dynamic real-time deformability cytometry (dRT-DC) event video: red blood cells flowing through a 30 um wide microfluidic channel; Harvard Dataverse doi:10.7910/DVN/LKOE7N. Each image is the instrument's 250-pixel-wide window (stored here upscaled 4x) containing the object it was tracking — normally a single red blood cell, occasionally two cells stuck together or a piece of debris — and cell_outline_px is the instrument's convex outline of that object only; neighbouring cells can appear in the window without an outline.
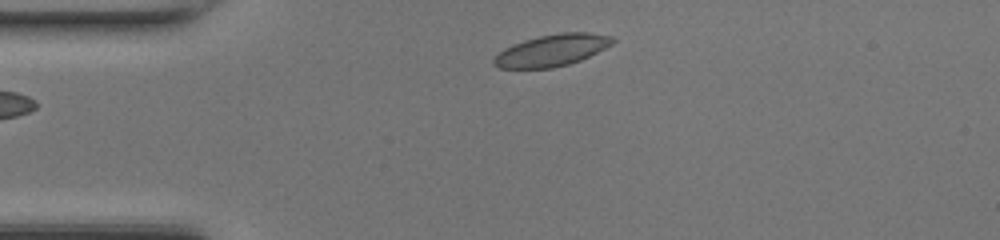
{"species": "common noctule bat (a hibernating species)", "species_latin": "Nyctalus noctula", "temperature_condition": "room temperature", "stored_images_in_passage": 38, "camera_frame_rate_fps": 3000, "um_per_image_px": 0.085, "animal": {"sex": "female", "body_mass_g": 17.0, "forearm_length_mm": 48.0}, "frame": {"image": 1, "passage_image": 1, "time_ms": 0.0, "image_size_px": [1000, 240], "cell_outline_px": [[616, 40], [612, 44], [580, 60], [568, 64], [552, 68], [500, 68], [492, 64], [492, 60], [504, 48], [512, 44], [524, 40], [540, 36], [560, 32], [588, 32], [612, 36]], "centroid_in_image_um": [46.9, 4.27], "position_along_channel_um": 38.1, "area_um2": 21.85}}
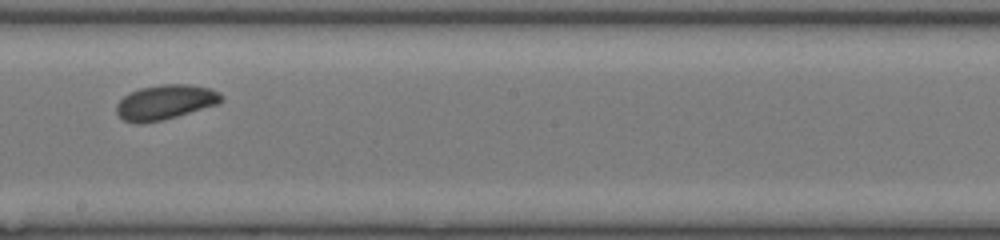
{"frame": {"image": 2, "passage_image": 17, "time_ms": 5.333, "image_size_px": [1000, 240], "cell_outline_px": [[224, 100], [220, 104], [164, 120], [140, 124], [136, 124], [124, 120], [116, 112], [116, 104], [128, 92], [140, 88], [160, 84], [188, 84], [212, 88], [220, 92], [224, 96]], "centroid_in_image_um": [14.09, 8.68], "position_along_channel_um": 234.1, "area_um2": 21.73}}
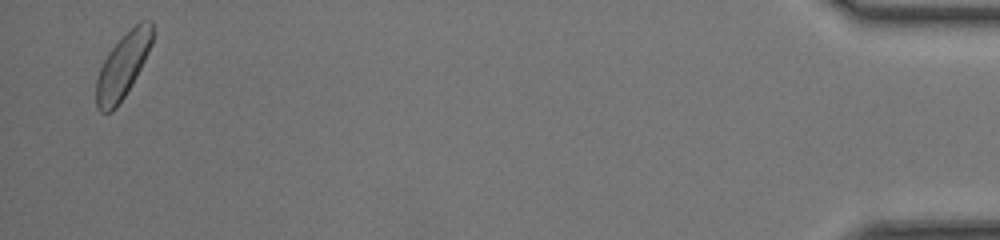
{"frame": {"image": 3, "passage_image": 37, "time_ms": 12.0, "image_size_px": [1000, 240], "cell_outline_px": [[152, 44], [132, 84], [116, 108], [112, 112], [100, 112], [96, 108], [96, 80], [100, 68], [108, 52], [140, 20], [152, 20]], "centroid_in_image_um": [10.42, 5.63], "position_along_channel_um": 424.8, "area_um2": 20.75}, "authors_computed_cell_mechanics": {"area_um2": 20.9236, "velocity_mm_per_s": 4.2712, "shape_relaxation_time_tau1_ms": 6.4811, "shape_relaxation_time_tau2_ms": 1.646, "deformation_change_tau1": 0.1301, "deformation_change_tau2": 0.057}}